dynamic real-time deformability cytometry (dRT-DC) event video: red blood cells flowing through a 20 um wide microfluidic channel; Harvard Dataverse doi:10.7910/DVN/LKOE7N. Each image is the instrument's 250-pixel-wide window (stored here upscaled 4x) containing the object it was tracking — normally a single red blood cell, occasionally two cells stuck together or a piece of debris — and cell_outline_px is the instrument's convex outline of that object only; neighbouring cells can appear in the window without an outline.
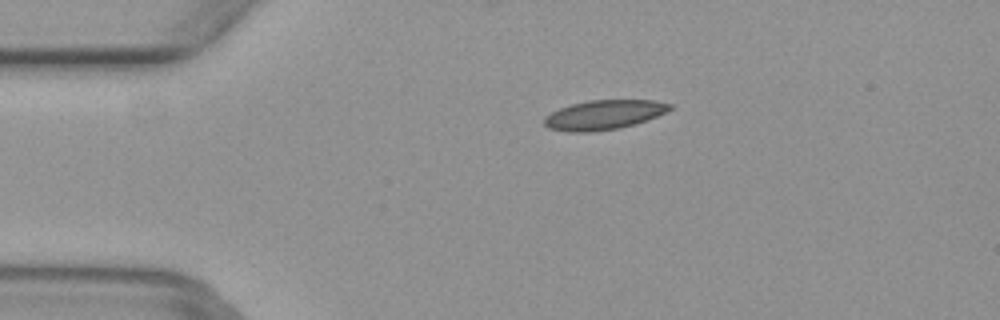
{"species": "common noctule bat (a hibernating species)", "species_latin": "Nyctalus noctula", "temperature_condition": "warm", "stored_images_in_passage": 51, "camera_frame_rate_fps": 3000, "um_per_image_px": 0.085, "animal": {"sex": "female", "body_mass_g": 29.2, "forearm_length_mm": 56.3}, "frame": {"image": 1, "passage_image": 11, "time_ms": 3.333, "image_size_px": [1000, 320], "cell_outline_px": [[672, 108], [656, 116], [636, 124], [620, 128], [592, 132], [568, 132], [548, 128], [544, 124], [544, 116], [560, 108], [572, 104], [588, 100], [652, 100], [672, 104]], "centroid_in_image_um": [51.3, 9.77], "position_along_channel_um": 33.7, "area_um2": 21.56}}
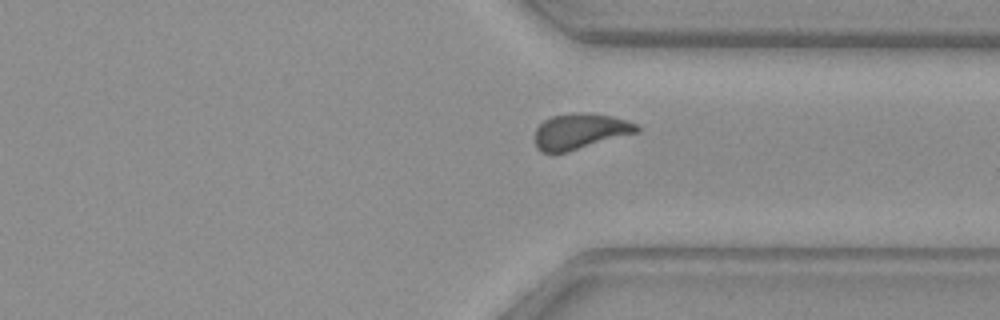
{"frame": {"image": 2, "passage_image": 38, "time_ms": 12.333, "image_size_px": [1000, 320], "cell_outline_px": [[640, 132], [568, 152], [540, 152], [536, 148], [536, 128], [544, 120], [552, 116], [580, 112], [612, 116], [636, 124], [640, 128]], "centroid_in_image_um": [49.32, 11.17], "position_along_channel_um": 362.1, "area_um2": 21.1}}
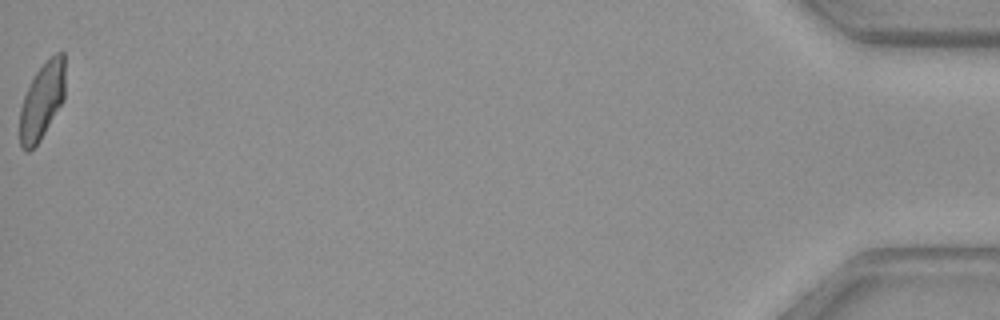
{"frame": {"image": 3, "passage_image": 51, "time_ms": 16.667, "image_size_px": [1000, 320], "cell_outline_px": [[64, 100], [40, 140], [28, 152], [24, 152], [20, 144], [20, 108], [24, 96], [36, 72], [56, 52], [64, 52]], "centroid_in_image_um": [3.57, 8.6], "position_along_channel_um": 431.6, "area_um2": 19.94}}